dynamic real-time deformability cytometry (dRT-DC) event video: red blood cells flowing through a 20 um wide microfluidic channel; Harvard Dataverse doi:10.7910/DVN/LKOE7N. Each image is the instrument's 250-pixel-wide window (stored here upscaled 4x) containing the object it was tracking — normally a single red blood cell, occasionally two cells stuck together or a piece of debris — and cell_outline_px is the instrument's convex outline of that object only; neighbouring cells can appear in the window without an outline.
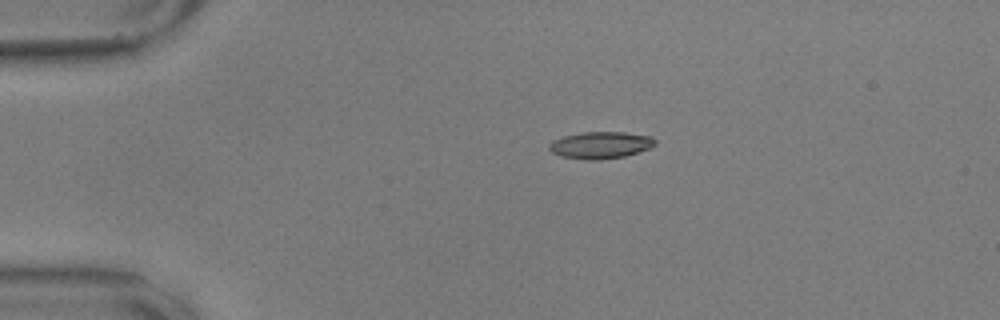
{"species": "common noctule bat (a hibernating species)", "species_latin": "Nyctalus noctula", "temperature_condition": "warm", "stored_images_in_passage": 10, "camera_frame_rate_fps": 3000, "um_per_image_px": 0.085, "animal": {"sex": "male", "body_mass_g": 17.9, "forearm_length_mm": 54.2}, "frame": {"image": 1, "passage_image": 1, "time_ms": 0.0, "image_size_px": [1000, 320], "cell_outline_px": [[656, 144], [652, 148], [624, 156], [600, 160], [588, 160], [560, 156], [552, 152], [548, 148], [548, 144], [552, 140], [564, 136], [580, 132], [624, 132], [652, 136], [656, 140]], "centroid_in_image_um": [51.05, 12.33], "position_along_channel_um": 33.9, "area_um2": 16.82}}